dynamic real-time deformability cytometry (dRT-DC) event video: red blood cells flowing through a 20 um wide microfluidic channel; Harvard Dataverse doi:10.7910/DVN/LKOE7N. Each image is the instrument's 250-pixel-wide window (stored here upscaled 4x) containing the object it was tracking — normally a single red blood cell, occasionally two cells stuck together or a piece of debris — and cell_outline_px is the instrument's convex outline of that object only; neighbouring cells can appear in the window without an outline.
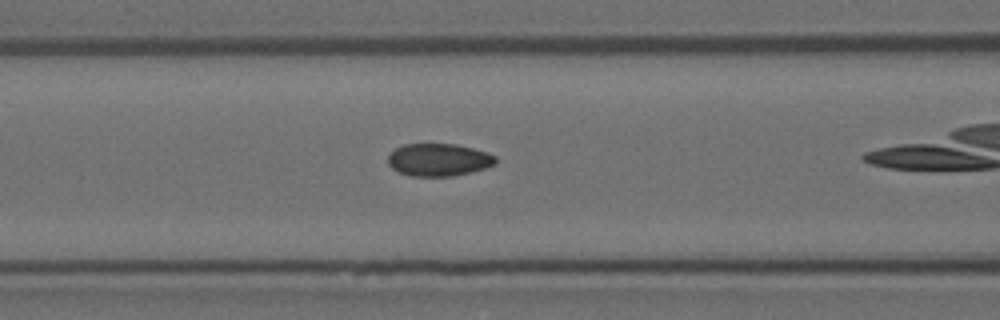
{"species": "Egyptian fruit bat (a non-hibernating species)", "species_latin": "Rousettus aegyptiacus", "temperature_condition": "room temperature", "stored_images_in_passage": 31, "camera_frame_rate_fps": 3000, "um_per_image_px": 0.085, "animal": {"sex": "female"}, "frame": {"image": 1, "passage_image": 9, "time_ms": 2.667, "image_size_px": [1000, 320], "cell_outline_px": [[496, 164], [472, 172], [452, 176], [408, 176], [392, 168], [388, 164], [388, 156], [396, 148], [404, 144], [456, 144], [472, 148], [496, 156]], "centroid_in_image_um": [37.28, 13.59], "position_along_channel_um": 129.3, "area_um2": 20.35}}
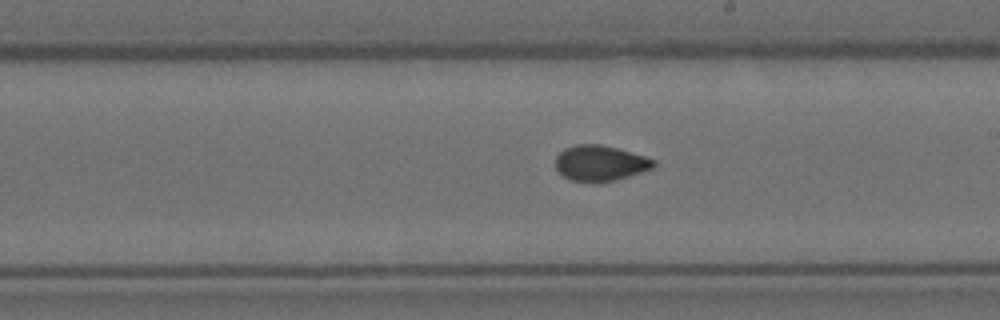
{"frame": {"image": 2, "passage_image": 18, "time_ms": 5.667, "image_size_px": [1000, 320], "cell_outline_px": [[656, 164], [652, 168], [616, 180], [596, 184], [592, 184], [568, 180], [556, 168], [556, 156], [564, 148], [576, 144], [600, 144], [616, 148], [644, 156], [656, 160]], "centroid_in_image_um": [50.98, 13.89], "position_along_channel_um": 238.0, "area_um2": 20.58}}
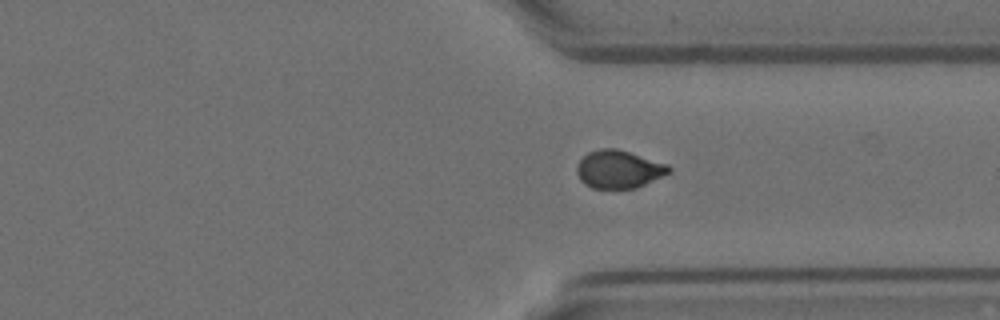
{"frame": {"image": 3, "passage_image": 28, "time_ms": 9.0, "image_size_px": [1000, 320], "cell_outline_px": [[672, 172], [636, 188], [592, 188], [584, 184], [580, 180], [576, 172], [576, 168], [580, 160], [588, 152], [600, 148], [616, 148], [668, 164], [672, 168]], "centroid_in_image_um": [52.6, 14.39], "position_along_channel_um": 358.8, "area_um2": 20.4}}